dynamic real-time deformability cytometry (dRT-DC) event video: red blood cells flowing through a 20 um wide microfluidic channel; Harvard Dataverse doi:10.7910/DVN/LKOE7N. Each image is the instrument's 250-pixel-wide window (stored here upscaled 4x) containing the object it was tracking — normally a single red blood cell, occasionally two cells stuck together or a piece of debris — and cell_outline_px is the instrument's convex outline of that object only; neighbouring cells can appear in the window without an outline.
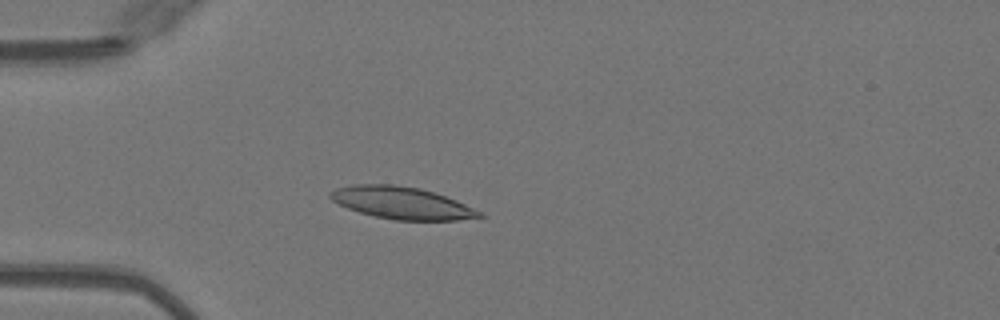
{"species": "Egyptian fruit bat (a non-hibernating species)", "species_latin": "Rousettus aegyptiacus", "temperature_condition": "warm", "stored_images_in_passage": 51, "camera_frame_rate_fps": 3000, "um_per_image_px": 0.085, "animal": {"sex": "female"}, "frame": {"image": 1, "passage_image": 15, "time_ms": 4.667, "image_size_px": [1000, 320], "cell_outline_px": [[484, 216], [456, 220], [396, 220], [376, 216], [360, 212], [348, 208], [332, 200], [328, 196], [328, 192], [336, 188], [352, 184], [392, 184], [420, 188], [456, 200], [480, 212]], "centroid_in_image_um": [34.09, 17.23], "position_along_channel_um": 50.9, "area_um2": 27.57}}
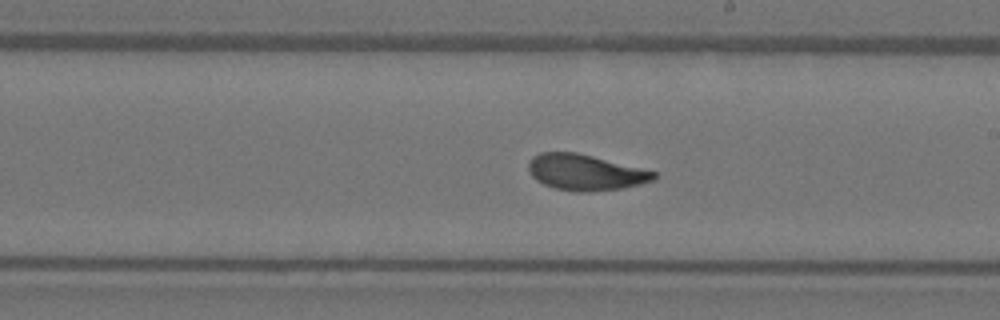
{"frame": {"image": 2, "passage_image": 30, "time_ms": 9.667, "image_size_px": [1000, 320], "cell_outline_px": [[656, 180], [640, 184], [620, 188], [592, 192], [576, 192], [556, 188], [544, 184], [536, 180], [528, 172], [528, 164], [532, 156], [540, 152], [576, 152], [656, 172]], "centroid_in_image_um": [49.72, 14.65], "position_along_channel_um": 239.3, "area_um2": 26.13}}
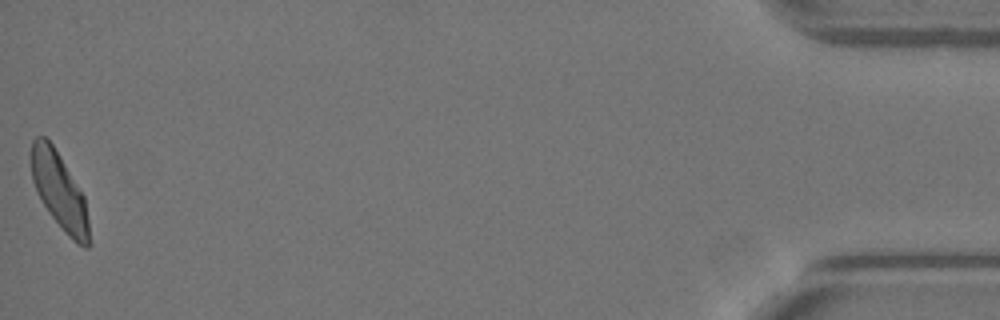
{"frame": {"image": 3, "passage_image": 51, "time_ms": 16.667, "image_size_px": [1000, 320], "cell_outline_px": [[88, 248], [84, 248], [76, 244], [64, 232], [48, 212], [36, 192], [32, 180], [32, 140], [36, 136], [44, 136], [52, 144], [60, 156], [84, 196], [88, 220]], "centroid_in_image_um": [5.04, 16.26], "position_along_channel_um": 430.2, "area_um2": 25.43}, "authors_computed_cell_mechanics": {"area_um2": 26.588, "velocity_mm_per_s": 4.0477, "shape_relaxation_time_tau1_ms": 3.9043, "shape_relaxation_time_tau2_ms": 1.2942, "deformation_change_tau1": 0.1519, "deformation_change_tau2": 0.0708}}